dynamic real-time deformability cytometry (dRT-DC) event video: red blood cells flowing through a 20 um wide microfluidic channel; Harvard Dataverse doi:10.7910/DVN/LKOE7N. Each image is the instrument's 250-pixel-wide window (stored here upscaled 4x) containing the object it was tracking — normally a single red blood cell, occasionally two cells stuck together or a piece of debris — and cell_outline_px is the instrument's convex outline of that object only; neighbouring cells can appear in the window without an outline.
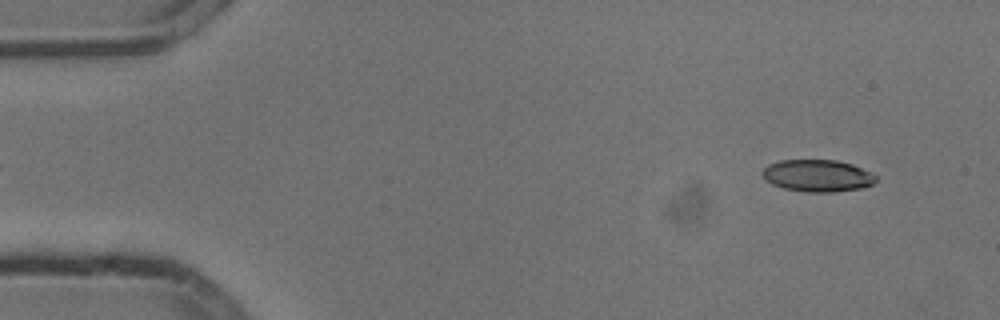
{"species": "common noctule bat (a hibernating species)", "species_latin": "Nyctalus noctula", "temperature_condition": "cold", "stored_images_in_passage": 53, "camera_frame_rate_fps": 3000, "um_per_image_px": 0.085, "animal": {"sex": "male", "body_mass_g": 13.3}, "frame": {"image": 1, "passage_image": 4, "time_ms": 1.0, "image_size_px": [1000, 320], "cell_outline_px": [[876, 180], [872, 184], [860, 188], [832, 192], [808, 192], [784, 188], [772, 184], [764, 180], [760, 172], [768, 164], [780, 160], [836, 160], [852, 164], [872, 172], [876, 176]], "centroid_in_image_um": [69.46, 14.92], "position_along_channel_um": 15.5, "area_um2": 21.27}}
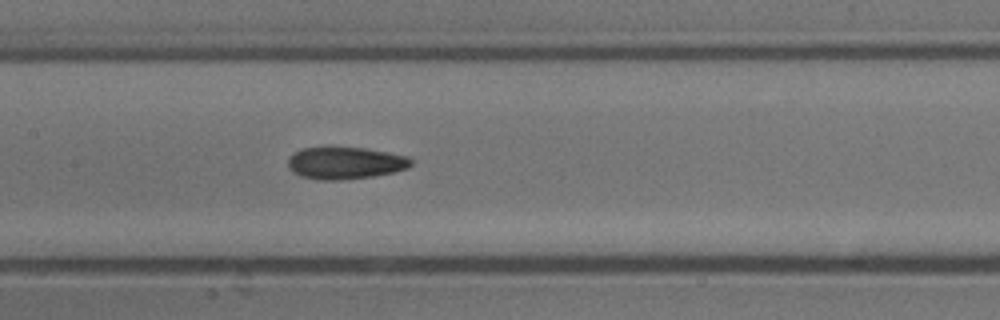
{"frame": {"image": 2, "passage_image": 25, "time_ms": 8.0, "image_size_px": [1000, 320], "cell_outline_px": [[412, 164], [408, 168], [396, 172], [372, 176], [340, 180], [320, 180], [300, 176], [292, 172], [288, 168], [288, 156], [292, 152], [300, 148], [328, 144], [364, 148], [408, 156], [412, 160]], "centroid_in_image_um": [29.27, 13.81], "position_along_channel_um": 178.1, "area_um2": 24.04}}
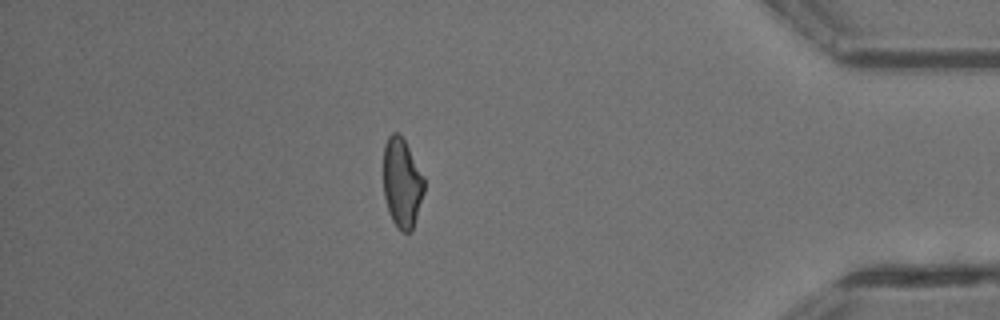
{"frame": {"image": 3, "passage_image": 46, "time_ms": 15.0, "image_size_px": [1000, 320], "cell_outline_px": [[424, 192], [412, 232], [400, 232], [392, 220], [388, 212], [384, 196], [384, 144], [388, 136], [392, 132], [396, 132], [404, 140], [424, 176]], "centroid_in_image_um": [34.17, 15.58], "position_along_channel_um": 401.0, "area_um2": 21.27}, "authors_computed_cell_mechanics": {"area_um2": 22.542, "velocity_mm_per_s": 3.8139, "shape_relaxation_time_tau1_ms": 9.2178, "shape_relaxation_time_tau2_ms": 3.3823, "deformation_change_tau1": 0.2097, "deformation_change_tau2": 0.1093}}